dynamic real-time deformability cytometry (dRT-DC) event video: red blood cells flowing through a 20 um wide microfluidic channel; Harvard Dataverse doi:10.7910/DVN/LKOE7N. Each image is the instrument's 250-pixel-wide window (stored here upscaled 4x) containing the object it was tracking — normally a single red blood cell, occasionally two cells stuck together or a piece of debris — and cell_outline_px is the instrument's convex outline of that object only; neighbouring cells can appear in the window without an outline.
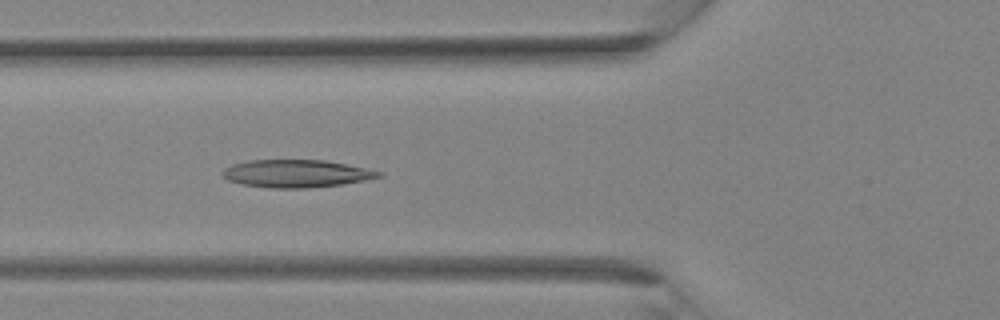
{"species": "Egyptian fruit bat (a non-hibernating species)", "species_latin": "Rousettus aegyptiacus", "temperature_condition": "room temperature", "stored_images_in_passage": 34, "camera_frame_rate_fps": 3000, "um_per_image_px": 0.085, "animal": {"sex": "female"}, "frame": {"image": 1, "passage_image": 12, "time_ms": 3.667, "image_size_px": [1000, 320], "cell_outline_px": [[384, 176], [364, 180], [340, 184], [308, 188], [268, 188], [244, 184], [228, 180], [220, 172], [224, 168], [232, 164], [248, 160], [324, 160], [364, 168], [380, 172]], "centroid_in_image_um": [25.13, 14.75], "position_along_channel_um": 100.7, "area_um2": 24.91}}
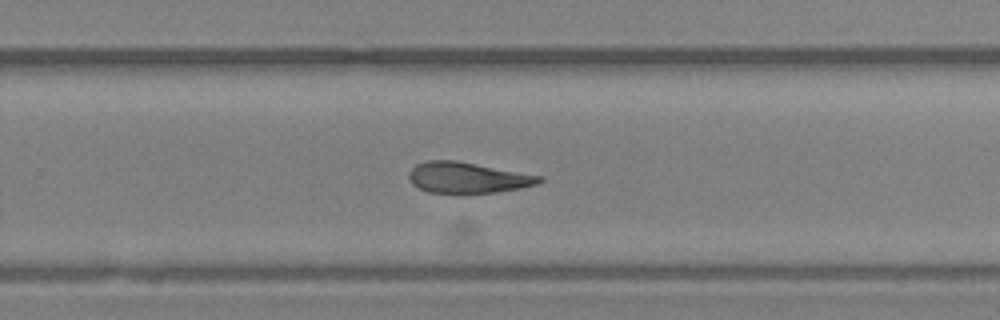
{"frame": {"image": 2, "passage_image": 22, "time_ms": 7.0, "image_size_px": [1000, 320], "cell_outline_px": [[544, 180], [540, 184], [520, 188], [496, 192], [464, 196], [428, 192], [412, 184], [408, 176], [408, 172], [416, 164], [428, 160], [456, 160], [544, 176]], "centroid_in_image_um": [39.76, 15.14], "position_along_channel_um": 290.0, "area_um2": 24.39}}
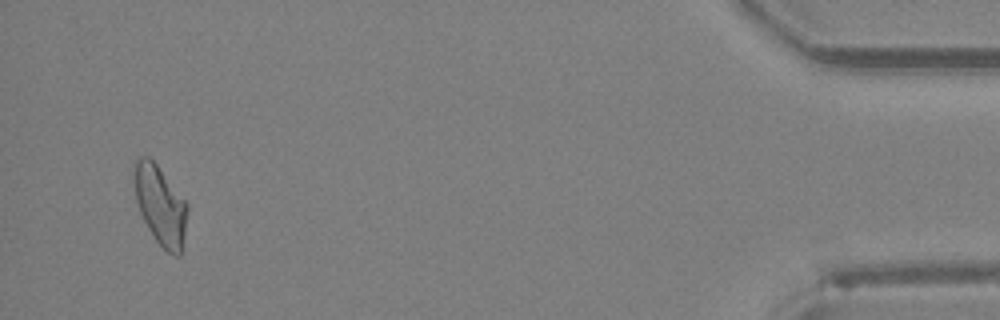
{"frame": {"image": 3, "passage_image": 33, "time_ms": 10.667, "image_size_px": [1000, 320], "cell_outline_px": [[188, 208], [184, 236], [180, 256], [176, 256], [168, 252], [156, 240], [148, 228], [140, 212], [136, 200], [132, 172], [132, 164], [140, 156], [148, 156], [156, 164], [188, 204]], "centroid_in_image_um": [13.6, 17.41], "position_along_channel_um": 421.6, "area_um2": 24.45}}